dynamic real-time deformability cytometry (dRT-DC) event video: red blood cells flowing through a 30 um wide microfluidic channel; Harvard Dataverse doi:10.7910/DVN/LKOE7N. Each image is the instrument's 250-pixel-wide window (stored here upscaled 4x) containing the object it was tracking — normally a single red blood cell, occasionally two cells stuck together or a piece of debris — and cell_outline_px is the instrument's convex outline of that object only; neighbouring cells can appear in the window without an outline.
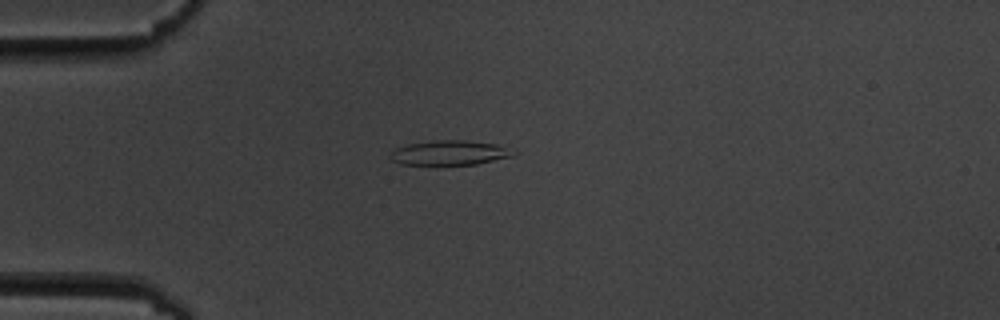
{"species": "common noctule bat (a hibernating species)", "species_latin": "Nyctalus noctula", "temperature_condition": "cold", "stored_images_in_passage": 11, "camera_frame_rate_fps": 3000, "um_per_image_px": 0.085, "animal": {"sex": "male", "body_mass_g": 19.5, "forearm_length_mm": 54.6}, "frame": {"image": 1, "passage_image": 4, "time_ms": 4.333, "image_size_px": [1000, 320], "cell_outline_px": [[516, 152], [512, 156], [476, 164], [440, 168], [400, 164], [392, 160], [388, 156], [396, 148], [408, 144], [432, 140], [464, 140], [496, 144], [516, 148]], "centroid_in_image_um": [38.2, 13.03], "position_along_channel_um": 46.8, "area_um2": 18.79}}
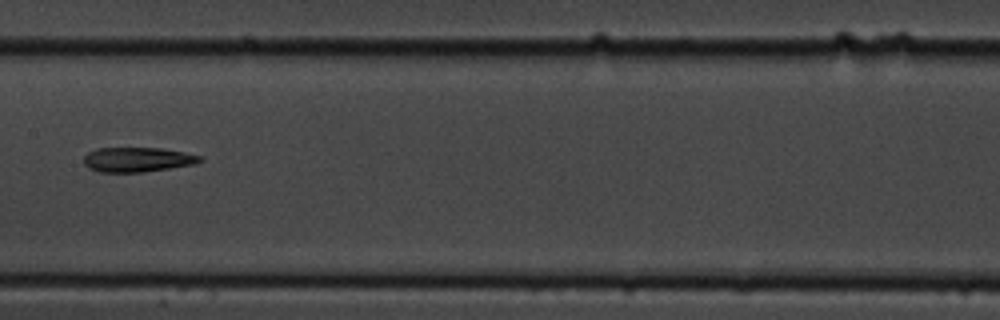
{"frame": {"image": 2, "passage_image": 8, "time_ms": 9.0, "image_size_px": [1000, 320], "cell_outline_px": [[204, 160], [196, 164], [144, 172], [100, 172], [88, 168], [84, 164], [84, 156], [88, 152], [96, 148], [160, 148], [184, 152], [200, 156]], "centroid_in_image_um": [11.68, 13.57], "position_along_channel_um": 195.7, "area_um2": 16.76}}
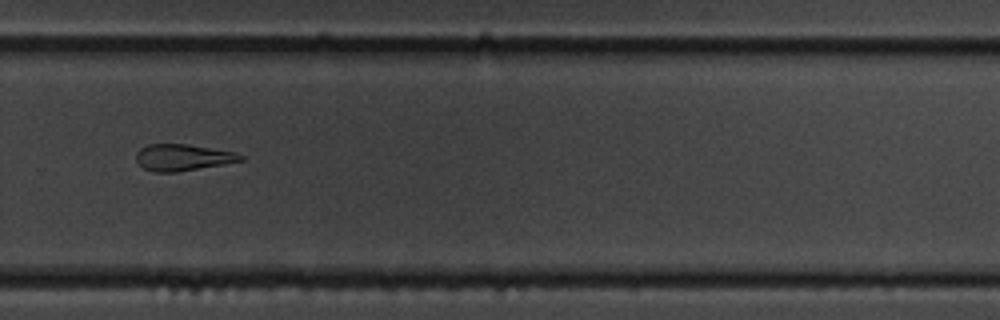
{"frame": {"image": 3, "passage_image": 11, "time_ms": 12.333, "image_size_px": [1000, 320], "cell_outline_px": [[244, 160], [224, 164], [176, 172], [152, 172], [144, 168], [136, 160], [136, 152], [140, 148], [148, 144], [188, 144], [236, 152], [244, 156]], "centroid_in_image_um": [15.53, 13.38], "position_along_channel_um": 314.3, "area_um2": 16.18}}